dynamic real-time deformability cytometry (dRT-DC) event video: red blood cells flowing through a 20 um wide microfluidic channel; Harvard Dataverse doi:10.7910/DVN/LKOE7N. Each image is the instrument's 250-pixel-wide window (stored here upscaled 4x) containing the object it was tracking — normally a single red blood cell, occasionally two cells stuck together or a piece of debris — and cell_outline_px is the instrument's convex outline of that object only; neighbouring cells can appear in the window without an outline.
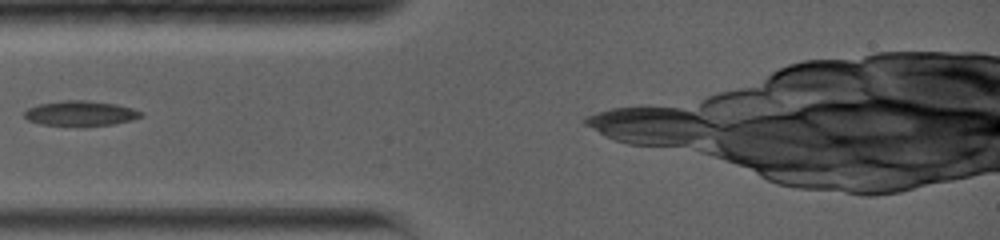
{"species": "common noctule bat (a hibernating species)", "species_latin": "Nyctalus noctula", "temperature_condition": "warm", "stored_images_in_passage": 2, "segment_of_instrument_passage": [1, 2], "camera_frame_rate_fps": 5000, "um_per_image_px": 0.085, "animal": {"sex": "female", "body_mass_g": 19.0, "forearm_length_mm": 56.7}, "frame": {"image": 1, "passage_image": 1, "time_ms": 0.0, "image_size_px": [1000, 240], "cell_outline_px": [[144, 116], [132, 120], [112, 124], [84, 128], [76, 128], [40, 124], [28, 120], [24, 116], [24, 112], [28, 108], [36, 104], [64, 100], [84, 100], [116, 104], [132, 108], [144, 112]], "centroid_in_image_um": [6.84, 9.67], "position_along_channel_um": 78.2, "area_um2": 17.74}}